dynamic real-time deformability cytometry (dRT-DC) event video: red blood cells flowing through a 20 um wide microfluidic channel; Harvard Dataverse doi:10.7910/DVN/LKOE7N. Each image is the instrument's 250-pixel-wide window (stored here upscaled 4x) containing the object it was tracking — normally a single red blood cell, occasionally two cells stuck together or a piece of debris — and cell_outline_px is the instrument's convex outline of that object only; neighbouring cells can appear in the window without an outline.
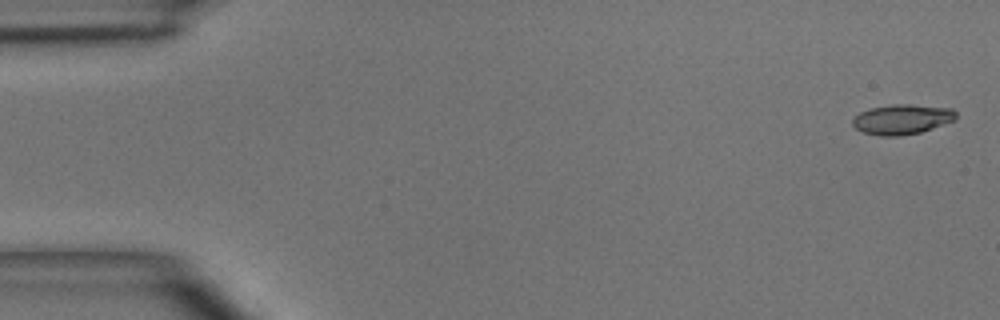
{"species": "common noctule bat (a hibernating species)", "species_latin": "Nyctalus noctula", "temperature_condition": "room temperature", "stored_images_in_passage": 3, "camera_frame_rate_fps": 3000, "um_per_image_px": 0.085, "animal": {"sex": "male", "body_mass_g": 15.6}, "frame": {"image": 1, "passage_image": 1, "time_ms": 0.0, "image_size_px": [1000, 320], "cell_outline_px": [[956, 120], [920, 132], [900, 136], [880, 136], [864, 132], [856, 128], [852, 124], [852, 120], [860, 112], [868, 108], [892, 104], [912, 104], [952, 108], [956, 112]], "centroid_in_image_um": [76.68, 10.13], "position_along_channel_um": 8.3, "area_um2": 18.15}}